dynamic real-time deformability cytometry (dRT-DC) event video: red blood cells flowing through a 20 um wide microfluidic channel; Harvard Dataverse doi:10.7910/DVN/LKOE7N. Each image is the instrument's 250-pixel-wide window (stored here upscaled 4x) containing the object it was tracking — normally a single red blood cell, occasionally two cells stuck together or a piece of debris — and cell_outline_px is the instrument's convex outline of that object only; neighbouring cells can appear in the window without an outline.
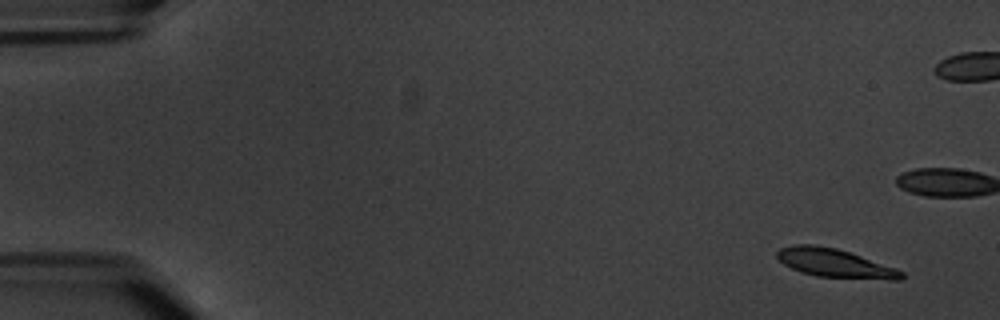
{"species": "common noctule bat (a hibernating species)", "species_latin": "Nyctalus noctula", "temperature_condition": "warm", "stored_images_in_passage": 17, "camera_frame_rate_fps": 3000, "um_per_image_px": 0.085, "animal": {"sex": "male", "body_mass_g": 20.1, "forearm_length_mm": 53.5}, "frame": {"image": 1, "passage_image": 1, "time_ms": 0.0, "image_size_px": [1000, 320], "cell_outline_px": [[904, 276], [900, 280], [892, 280], [816, 276], [792, 268], [784, 264], [776, 256], [776, 252], [780, 248], [792, 244], [812, 244], [836, 248], [896, 268], [904, 272]], "centroid_in_image_um": [70.96, 22.36], "position_along_channel_um": 14.0, "area_um2": 20.52}}
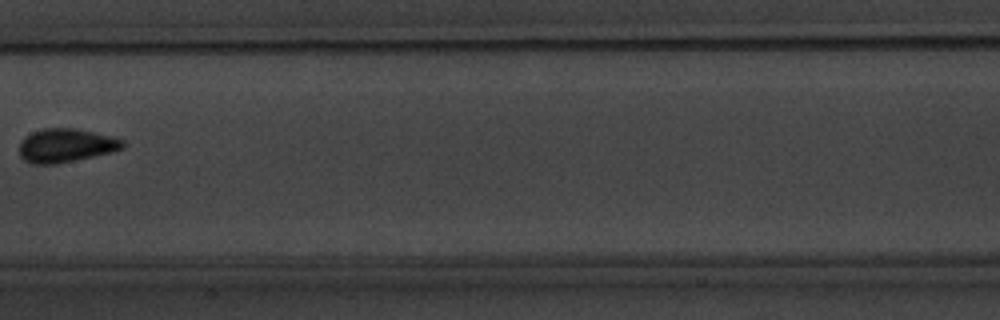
{"frame": {"image": 2, "passage_image": 10, "time_ms": 11.667, "image_size_px": [1000, 320], "cell_outline_px": [[124, 148], [112, 152], [56, 164], [32, 164], [24, 160], [20, 156], [20, 140], [32, 132], [44, 128], [76, 128], [112, 136], [124, 140]], "centroid_in_image_um": [5.6, 12.36], "position_along_channel_um": 201.8, "area_um2": 20.35}}